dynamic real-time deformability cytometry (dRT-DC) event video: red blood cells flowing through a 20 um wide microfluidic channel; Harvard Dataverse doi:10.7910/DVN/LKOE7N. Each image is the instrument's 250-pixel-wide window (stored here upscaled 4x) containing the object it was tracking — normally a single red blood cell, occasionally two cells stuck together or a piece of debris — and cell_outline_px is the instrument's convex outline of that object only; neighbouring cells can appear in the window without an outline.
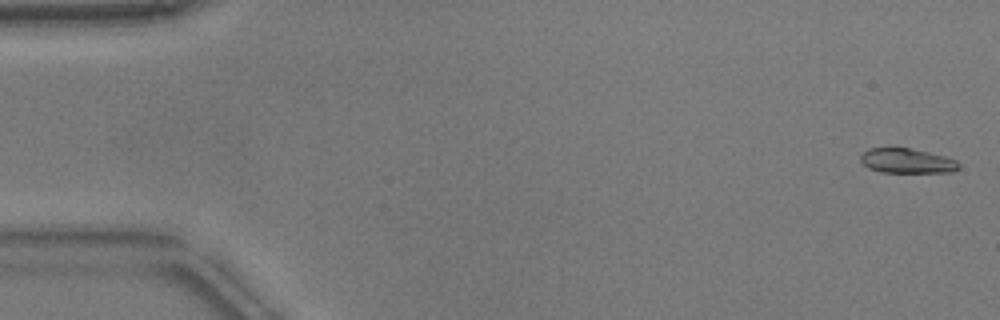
{"species": "common noctule bat (a hibernating species)", "species_latin": "Nyctalus noctula", "temperature_condition": "warm", "stored_images_in_passage": 15, "camera_frame_rate_fps": 3000, "um_per_image_px": 0.085, "animal": {"sex": "male", "body_mass_g": 17.9}, "frame": {"image": 1, "passage_image": 2, "time_ms": 0.333, "image_size_px": [1000, 320], "cell_outline_px": [[960, 168], [952, 172], [880, 172], [868, 168], [860, 160], [860, 156], [868, 148], [912, 148], [944, 156], [956, 160], [960, 164]], "centroid_in_image_um": [77.1, 13.67], "position_along_channel_um": 7.9, "area_um2": 14.16}}
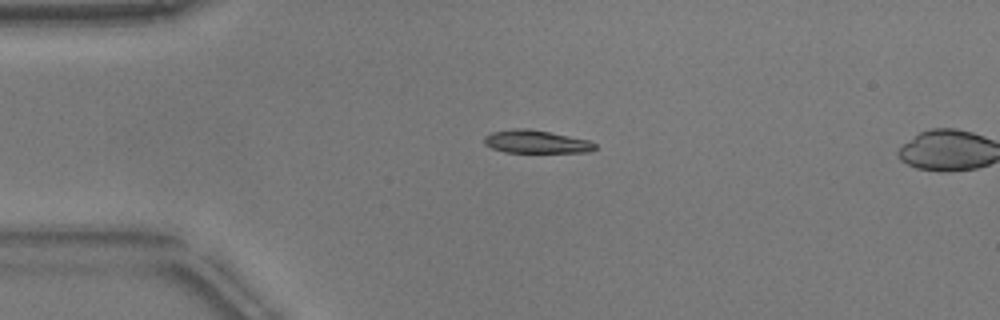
{"frame": {"image": 2, "passage_image": 13, "time_ms": 4.0, "image_size_px": [1000, 320], "cell_outline_px": [[596, 148], [592, 152], [504, 152], [492, 148], [484, 144], [484, 136], [492, 132], [512, 128], [528, 128], [588, 140], [596, 144]], "centroid_in_image_um": [45.54, 12.05], "position_along_channel_um": 39.5, "area_um2": 14.8}}